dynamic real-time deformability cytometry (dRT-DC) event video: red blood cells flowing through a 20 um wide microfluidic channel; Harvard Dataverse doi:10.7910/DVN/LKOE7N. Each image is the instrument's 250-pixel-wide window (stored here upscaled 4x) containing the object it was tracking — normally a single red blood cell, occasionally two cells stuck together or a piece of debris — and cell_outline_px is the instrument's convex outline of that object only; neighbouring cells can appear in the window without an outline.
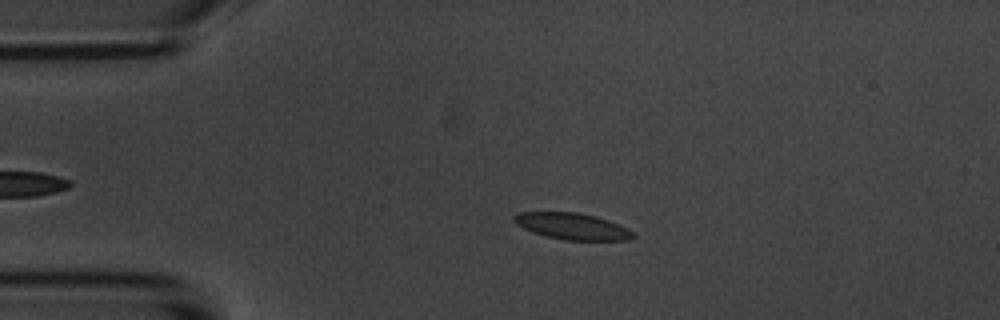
{"species": "common noctule bat (a hibernating species)", "species_latin": "Nyctalus noctula", "temperature_condition": "room temperature", "stored_images_in_passage": 5, "camera_frame_rate_fps": 3000, "um_per_image_px": 0.085, "animal": {"sex": "male", "body_mass_g": 20.1, "forearm_length_mm": 53.5}, "frame": {"image": 1, "passage_image": 4, "time_ms": 3.667, "image_size_px": [1000, 320], "cell_outline_px": [[636, 236], [628, 240], [564, 240], [544, 236], [532, 232], [516, 224], [512, 220], [512, 216], [520, 212], [576, 212], [596, 216], [608, 220], [632, 232]], "centroid_in_image_um": [48.58, 19.23], "position_along_channel_um": 36.4, "area_um2": 18.26}}